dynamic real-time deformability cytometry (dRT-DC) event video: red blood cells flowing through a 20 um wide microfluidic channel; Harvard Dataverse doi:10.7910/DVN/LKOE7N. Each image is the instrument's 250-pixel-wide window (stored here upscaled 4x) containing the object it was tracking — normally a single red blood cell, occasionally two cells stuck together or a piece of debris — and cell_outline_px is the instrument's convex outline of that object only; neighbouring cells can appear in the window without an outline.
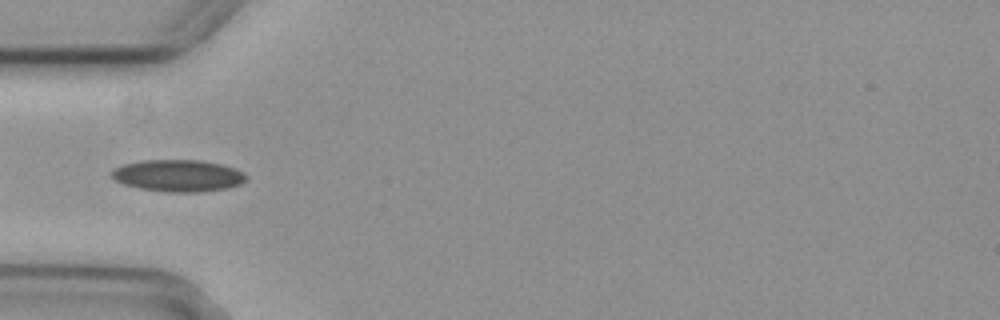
{"species": "common noctule bat (a hibernating species)", "species_latin": "Nyctalus noctula", "temperature_condition": "cold", "stored_images_in_passage": 5, "camera_frame_rate_fps": 3000, "um_per_image_px": 0.085, "animal": {"sex": "female", "body_mass_g": 29.2, "forearm_length_mm": 56.3}, "frame": {"image": 1, "passage_image": 4, "time_ms": 1.0, "image_size_px": [1000, 320], "cell_outline_px": [[248, 176], [240, 184], [228, 188], [196, 192], [168, 192], [140, 188], [124, 184], [116, 180], [112, 176], [112, 172], [116, 168], [124, 164], [140, 160], [200, 160], [220, 164], [236, 168], [244, 172]], "centroid_in_image_um": [15.18, 14.92], "position_along_channel_um": 69.8, "area_um2": 24.85}}
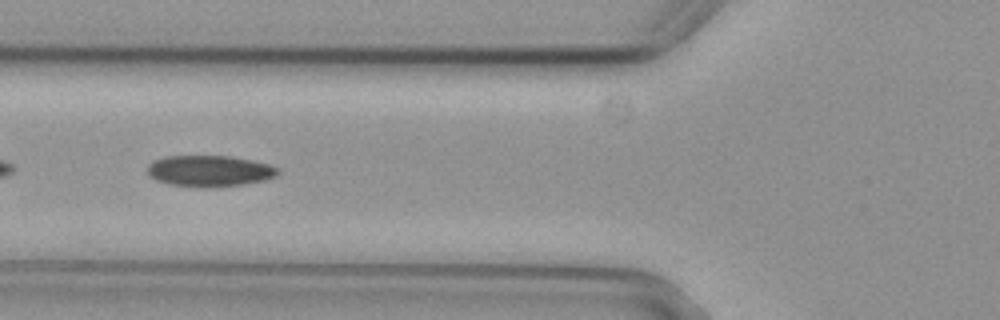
{"frame": {"image": 2, "passage_image": 5, "time_ms": 1.333, "image_size_px": [1000, 320], "cell_outline_px": [[280, 172], [276, 176], [264, 180], [244, 184], [212, 188], [208, 188], [168, 184], [156, 180], [148, 176], [148, 164], [152, 160], [164, 156], [232, 156], [252, 160], [268, 164], [280, 168]], "centroid_in_image_um": [17.8, 14.53], "position_along_channel_um": 108.0, "area_um2": 24.04}}